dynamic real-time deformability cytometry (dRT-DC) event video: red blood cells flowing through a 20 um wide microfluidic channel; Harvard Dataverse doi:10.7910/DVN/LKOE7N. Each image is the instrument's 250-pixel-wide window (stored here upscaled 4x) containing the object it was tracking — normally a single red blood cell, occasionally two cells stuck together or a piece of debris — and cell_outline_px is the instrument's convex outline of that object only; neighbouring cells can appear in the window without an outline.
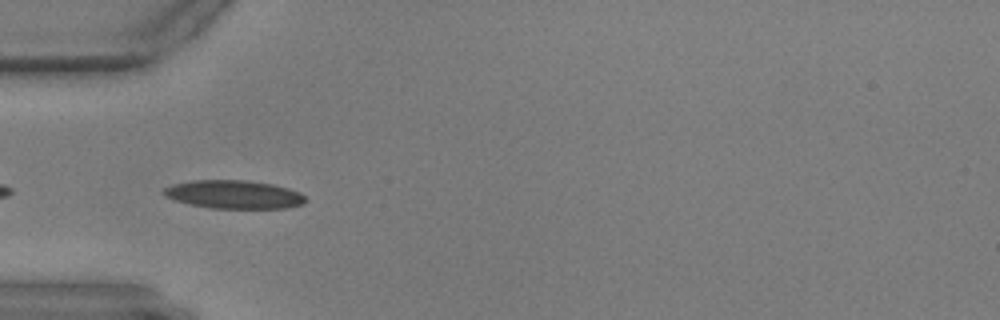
{"species": "common noctule bat (a hibernating species)", "species_latin": "Nyctalus noctula", "temperature_condition": "warm", "stored_images_in_passage": 31, "camera_frame_rate_fps": 3000, "um_per_image_px": 0.085, "animal": {"sex": "male", "body_mass_g": 17.9, "forearm_length_mm": 54.2}, "frame": {"image": 1, "passage_image": 2, "time_ms": 0.333, "image_size_px": [1000, 320], "cell_outline_px": [[304, 204], [284, 208], [212, 208], [192, 204], [176, 200], [164, 196], [160, 192], [164, 188], [172, 184], [192, 180], [244, 180], [272, 184], [288, 188], [300, 192], [304, 196]], "centroid_in_image_um": [19.85, 16.52], "position_along_channel_um": 65.1, "area_um2": 23.29}}
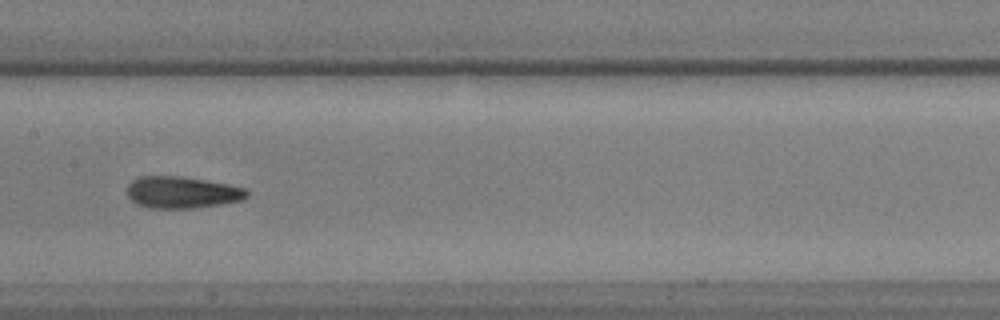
{"frame": {"image": 2, "passage_image": 13, "time_ms": 4.0, "image_size_px": [1000, 320], "cell_outline_px": [[248, 196], [244, 200], [196, 208], [148, 208], [136, 204], [128, 196], [128, 184], [132, 180], [140, 176], [180, 176], [228, 184], [248, 188]], "centroid_in_image_um": [15.49, 16.35], "position_along_channel_um": 191.9, "area_um2": 22.31}}
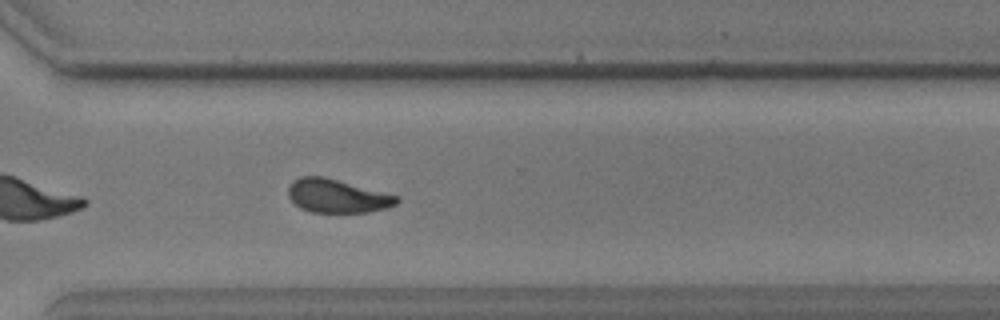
{"frame": {"image": 3, "passage_image": 26, "time_ms": 8.333, "image_size_px": [1000, 320], "cell_outline_px": [[400, 200], [396, 204], [388, 208], [368, 212], [312, 212], [300, 208], [288, 196], [288, 188], [292, 180], [300, 176], [324, 176], [400, 196]], "centroid_in_image_um": [28.67, 16.65], "position_along_channel_um": 341.9, "area_um2": 21.33}}